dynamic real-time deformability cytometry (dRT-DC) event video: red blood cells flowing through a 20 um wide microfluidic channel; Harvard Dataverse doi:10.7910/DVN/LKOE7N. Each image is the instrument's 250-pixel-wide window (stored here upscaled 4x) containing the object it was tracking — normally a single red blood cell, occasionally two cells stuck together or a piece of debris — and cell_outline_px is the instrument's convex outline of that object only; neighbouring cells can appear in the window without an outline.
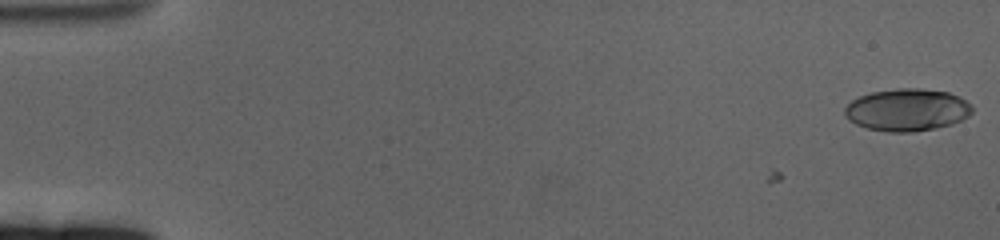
{"species": "human", "species_latin": "Homo sapiens", "temperature_condition": "cold", "stored_images_in_passage": 62, "camera_frame_rate_fps": 3000, "um_per_image_px": 0.085, "donor": {"sex": "female"}, "frame": {"image": 1, "passage_image": 1, "time_ms": 0.0, "image_size_px": [1000, 240], "cell_outline_px": [[972, 112], [968, 116], [952, 124], [936, 128], [912, 132], [888, 132], [868, 128], [856, 124], [848, 120], [844, 116], [844, 108], [852, 100], [860, 96], [872, 92], [900, 88], [920, 88], [948, 92], [960, 96], [972, 104]], "centroid_in_image_um": [77.11, 9.34], "position_along_channel_um": 7.9, "area_um2": 31.56}}
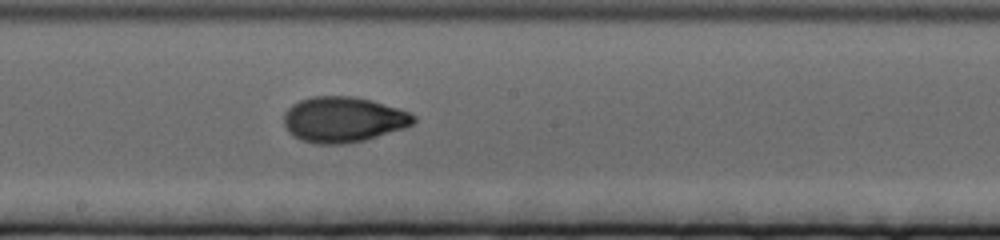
{"frame": {"image": 2, "passage_image": 35, "time_ms": 11.333, "image_size_px": [1000, 240], "cell_outline_px": [[416, 120], [412, 124], [404, 128], [364, 140], [344, 144], [316, 144], [300, 140], [292, 136], [288, 132], [284, 124], [284, 112], [292, 104], [300, 100], [312, 96], [352, 96], [372, 100], [408, 112], [416, 116]], "centroid_in_image_um": [29.14, 10.16], "position_along_channel_um": 219.1, "area_um2": 34.45}}
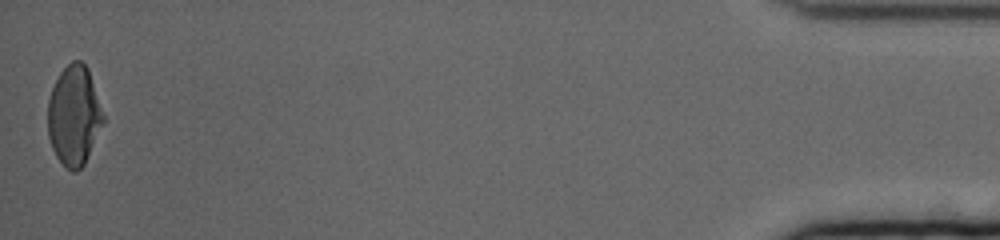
{"frame": {"image": 3, "passage_image": 62, "time_ms": 20.333, "image_size_px": [1000, 240], "cell_outline_px": [[104, 120], [84, 164], [76, 172], [72, 172], [64, 168], [56, 156], [52, 148], [48, 136], [48, 100], [52, 88], [60, 72], [72, 60], [80, 60], [88, 68], [104, 116]], "centroid_in_image_um": [6.27, 9.84], "position_along_channel_um": 428.9, "area_um2": 32.02}, "authors_computed_cell_mechanics": {"area_um2": 32.3391, "velocity_mm_per_s": 3.2901, "shape_relaxation_time_tau1_ms": 6.519, "shape_relaxation_time_tau2_ms": 2.0861, "deformation_change_tau1": 0.2213, "deformation_change_tau2": 0.041}}